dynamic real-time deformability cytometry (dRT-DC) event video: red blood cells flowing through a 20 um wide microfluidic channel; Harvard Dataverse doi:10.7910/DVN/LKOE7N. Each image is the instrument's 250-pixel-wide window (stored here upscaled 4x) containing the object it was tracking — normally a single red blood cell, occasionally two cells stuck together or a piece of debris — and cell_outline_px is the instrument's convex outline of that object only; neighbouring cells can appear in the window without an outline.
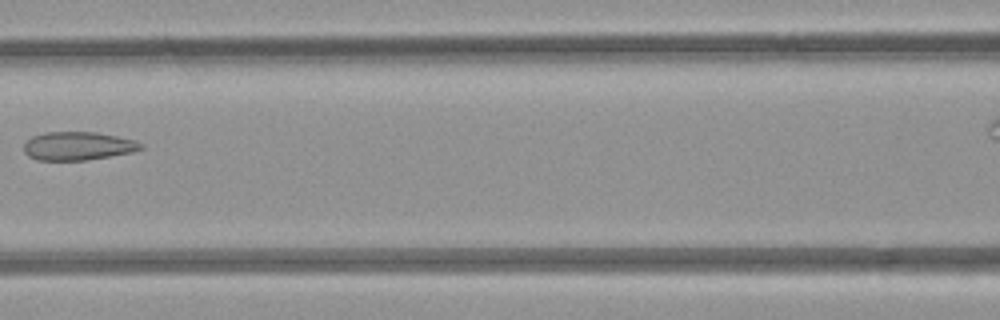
{"species": "common noctule bat (a hibernating species)", "species_latin": "Nyctalus noctula", "temperature_condition": "room temperature", "stored_images_in_passage": 6, "camera_frame_rate_fps": 3000, "um_per_image_px": 0.085, "animal": {"sex": "female", "body_mass_g": 21.9}, "frame": {"image": 1, "passage_image": 5, "time_ms": 4.333, "image_size_px": [1000, 320], "cell_outline_px": [[144, 148], [132, 152], [84, 160], [36, 160], [28, 156], [24, 152], [24, 144], [32, 136], [44, 132], [96, 132], [136, 140], [144, 144]], "centroid_in_image_um": [6.62, 12.4], "position_along_channel_um": 160.0, "area_um2": 19.36}}